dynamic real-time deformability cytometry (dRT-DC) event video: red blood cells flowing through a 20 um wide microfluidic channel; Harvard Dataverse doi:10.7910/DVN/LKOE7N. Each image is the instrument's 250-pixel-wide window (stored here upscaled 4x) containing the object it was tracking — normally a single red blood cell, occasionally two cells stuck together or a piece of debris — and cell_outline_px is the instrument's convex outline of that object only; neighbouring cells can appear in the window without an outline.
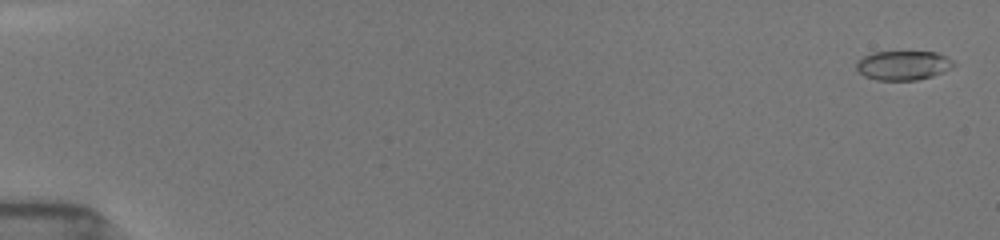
{"species": "common noctule bat (a hibernating species)", "species_latin": "Nyctalus noctula", "temperature_condition": "room temperature", "stored_images_in_passage": 26, "camera_frame_rate_fps": 3000, "um_per_image_px": 0.085, "animal": {"sex": "female", "body_mass_g": 19.5, "forearm_length_mm": 54.1}, "frame": {"image": 1, "passage_image": 2, "time_ms": 0.333, "image_size_px": [1000, 240], "cell_outline_px": [[956, 64], [944, 72], [932, 76], [916, 80], [876, 80], [864, 76], [856, 68], [856, 64], [864, 56], [872, 52], [936, 52], [952, 60]], "centroid_in_image_um": [76.77, 5.56], "position_along_channel_um": 8.2, "area_um2": 16.47}}
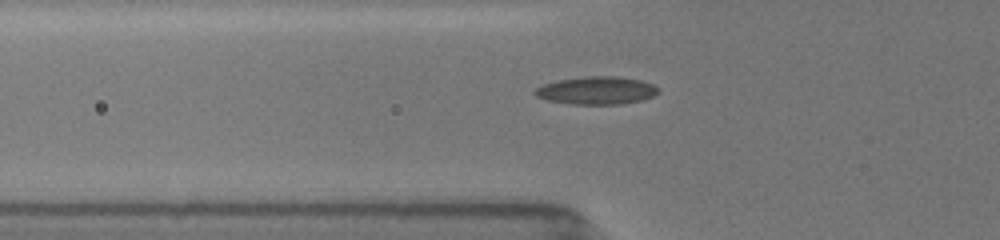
{"frame": {"image": 2, "passage_image": 21, "time_ms": 6.333, "image_size_px": [1000, 240], "cell_outline_px": [[660, 92], [652, 96], [640, 100], [620, 104], [568, 104], [548, 100], [536, 96], [532, 92], [536, 88], [544, 84], [556, 80], [588, 76], [620, 76], [640, 80], [652, 84], [660, 88]], "centroid_in_image_um": [50.7, 7.68], "position_along_channel_um": 75.1, "area_um2": 20.06}}
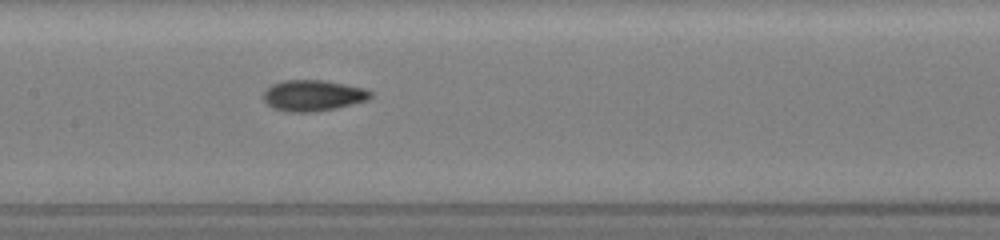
{"frame": {"image": 3, "passage_image": 26, "time_ms": 9.0, "image_size_px": [1000, 240], "cell_outline_px": [[372, 96], [368, 100], [336, 108], [312, 112], [288, 112], [272, 108], [260, 96], [272, 84], [284, 80], [324, 80], [364, 88], [372, 92]], "centroid_in_image_um": [26.58, 8.12], "position_along_channel_um": 180.8, "area_um2": 19.42}}